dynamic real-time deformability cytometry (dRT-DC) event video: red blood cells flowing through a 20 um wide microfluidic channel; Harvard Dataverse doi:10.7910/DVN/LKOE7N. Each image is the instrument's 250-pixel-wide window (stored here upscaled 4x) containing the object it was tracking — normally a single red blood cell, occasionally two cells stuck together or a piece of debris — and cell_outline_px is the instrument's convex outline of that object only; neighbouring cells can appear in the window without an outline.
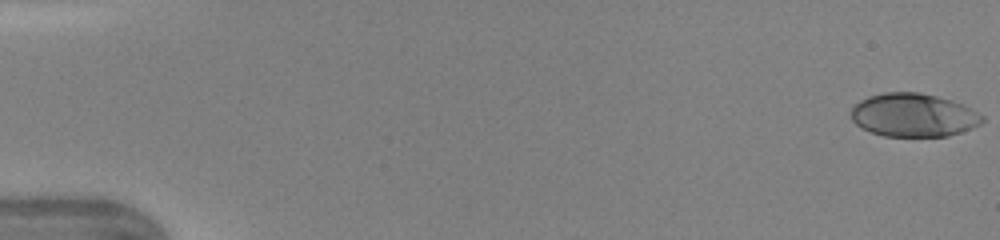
{"species": "human", "species_latin": "Homo sapiens", "temperature_condition": "warm", "stored_images_in_passage": 47, "camera_frame_rate_fps": 3000, "um_per_image_px": 0.085, "donor": {"sex": "female"}, "frame": {"image": 1, "passage_image": 1, "time_ms": 0.0, "image_size_px": [1000, 240], "cell_outline_px": [[984, 120], [980, 124], [972, 128], [948, 136], [884, 136], [872, 132], [856, 124], [852, 120], [852, 108], [860, 100], [868, 96], [884, 92], [920, 92], [936, 96], [964, 104], [984, 116]], "centroid_in_image_um": [77.67, 9.78], "position_along_channel_um": 7.3, "area_um2": 33.06}}
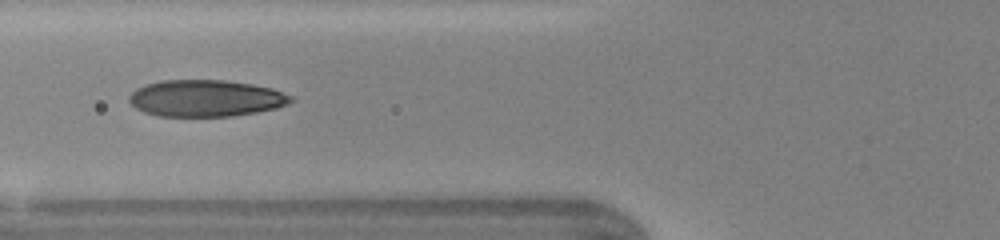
{"frame": {"image": 2, "passage_image": 19, "time_ms": 6.0, "image_size_px": [1000, 240], "cell_outline_px": [[292, 100], [288, 104], [276, 108], [256, 112], [232, 116], [160, 116], [144, 112], [136, 108], [128, 100], [128, 96], [136, 88], [160, 80], [224, 80], [252, 84], [272, 88], [292, 96]], "centroid_in_image_um": [17.48, 8.35], "position_along_channel_um": 108.3, "area_um2": 34.51}}
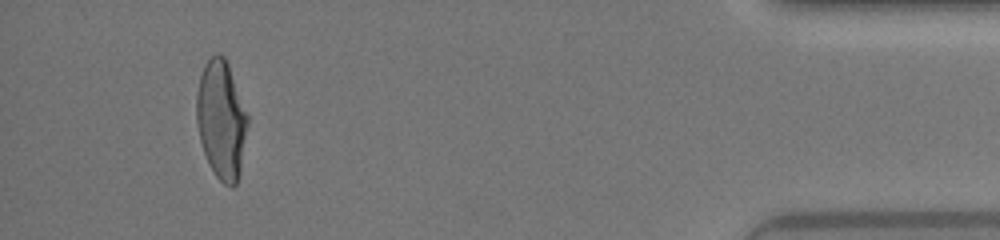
{"frame": {"image": 3, "passage_image": 44, "time_ms": 14.333, "image_size_px": [1000, 240], "cell_outline_px": [[248, 124], [240, 172], [236, 184], [232, 188], [224, 184], [216, 176], [204, 152], [200, 140], [196, 120], [196, 92], [200, 76], [204, 64], [212, 56], [224, 56], [228, 64], [248, 116]], "centroid_in_image_um": [18.81, 10.19], "position_along_channel_um": 416.4, "area_um2": 34.91}, "authors_computed_cell_mechanics": {"area_um2": 34.5066, "velocity_mm_per_s": 4.3951, "shape_relaxation_time_tau1_ms": 4.1016, "shape_relaxation_time_tau2_ms": 0.6866, "deformation_change_tau1": 0.2049, "deformation_change_tau2": 0.0706}}